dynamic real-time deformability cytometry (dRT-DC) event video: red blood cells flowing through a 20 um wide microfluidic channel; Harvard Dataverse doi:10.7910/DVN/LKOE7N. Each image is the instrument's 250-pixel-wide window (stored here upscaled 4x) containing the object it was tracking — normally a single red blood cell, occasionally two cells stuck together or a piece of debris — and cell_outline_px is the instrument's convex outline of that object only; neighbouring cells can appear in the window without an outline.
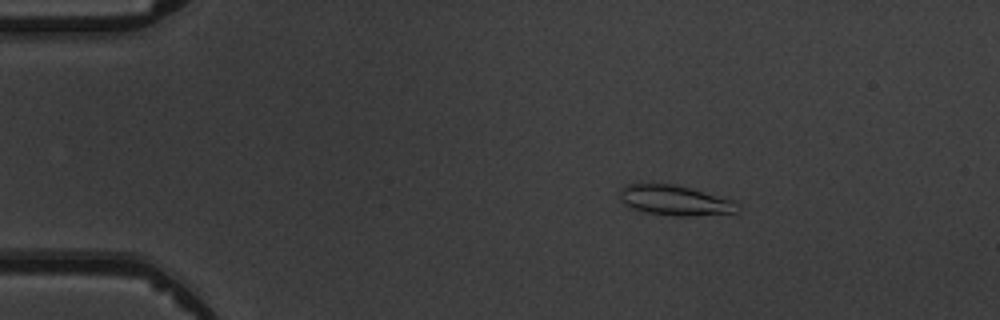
{"species": "common noctule bat (a hibernating species)", "species_latin": "Nyctalus noctula", "temperature_condition": "warm", "stored_images_in_passage": 5, "camera_frame_rate_fps": 3000, "um_per_image_px": 0.085, "animal": {"sex": "male", "body_mass_g": 19.5, "forearm_length_mm": 54.6}, "frame": {"image": 1, "passage_image": 3, "time_ms": 2.333, "image_size_px": [1000, 320], "cell_outline_px": [[740, 212], [688, 216], [676, 216], [648, 212], [624, 204], [620, 200], [620, 188], [628, 184], [672, 184], [688, 188], [732, 200], [740, 204]], "centroid_in_image_um": [57.39, 17.04], "position_along_channel_um": 27.6, "area_um2": 20.23}}